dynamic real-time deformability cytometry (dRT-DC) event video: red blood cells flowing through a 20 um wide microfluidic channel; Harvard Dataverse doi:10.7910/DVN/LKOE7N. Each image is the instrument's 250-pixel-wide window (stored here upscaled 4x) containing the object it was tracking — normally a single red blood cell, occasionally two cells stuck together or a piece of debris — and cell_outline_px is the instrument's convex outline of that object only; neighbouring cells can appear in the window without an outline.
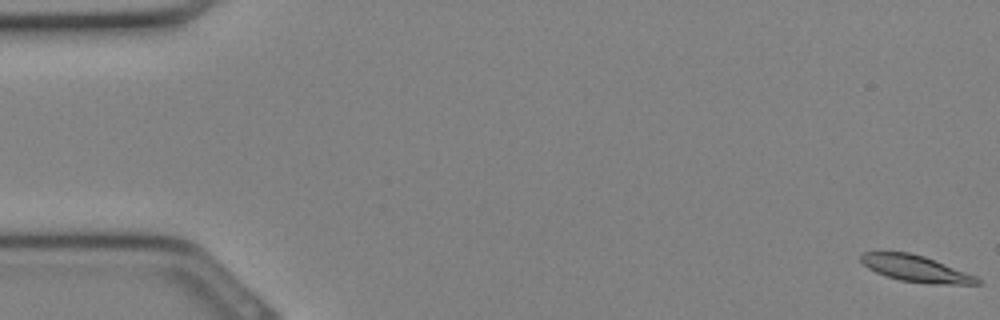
{"species": "Egyptian fruit bat (a non-hibernating species)", "species_latin": "Rousettus aegyptiacus", "temperature_condition": "cold", "stored_images_in_passage": 34, "segment_of_instrument_passage": [1, 2], "camera_frame_rate_fps": 3000, "um_per_image_px": 0.085, "animal": {"sex": "female"}, "frame": {"image": 1, "passage_image": 1, "time_ms": 0.0, "image_size_px": [1000, 320], "cell_outline_px": [[980, 284], [932, 284], [900, 280], [876, 272], [868, 268], [860, 260], [860, 256], [864, 252], [908, 252], [924, 256], [976, 276], [980, 280]], "centroid_in_image_um": [77.84, 22.83], "position_along_channel_um": 7.2, "area_um2": 17.63}}
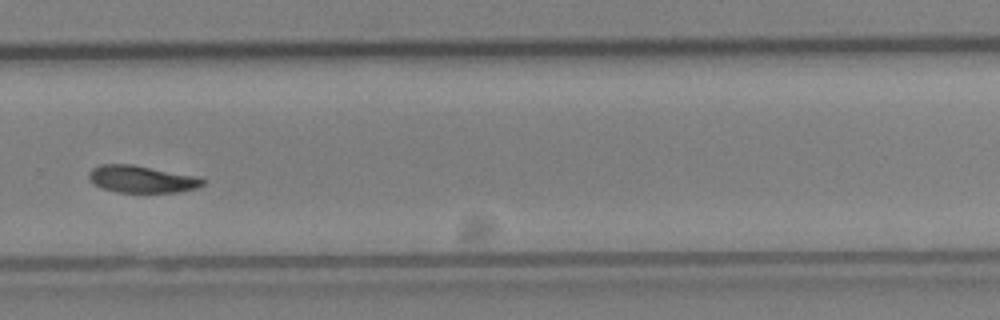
{"frame": {"image": 2, "passage_image": 23, "time_ms": 7.333, "image_size_px": [1000, 320], "cell_outline_px": [[204, 184], [196, 188], [176, 192], [116, 192], [100, 188], [88, 176], [88, 172], [92, 168], [100, 164], [132, 164], [192, 176], [204, 180]], "centroid_in_image_um": [11.97, 15.23], "position_along_channel_um": 317.8, "area_um2": 17.63}}
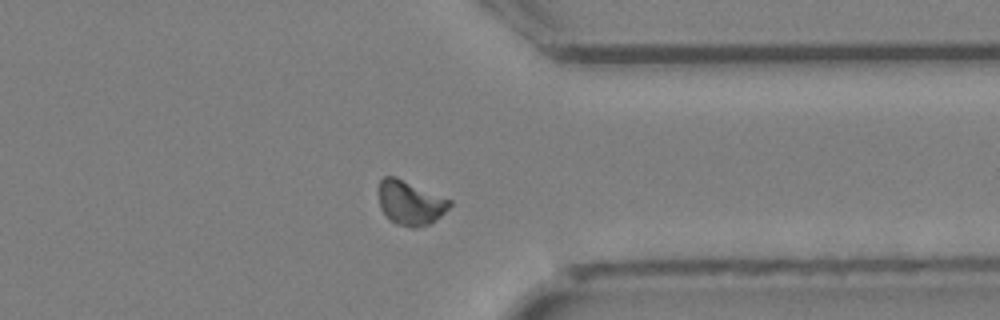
{"frame": {"image": 3, "passage_image": 26, "time_ms": 8.333, "image_size_px": [1000, 320], "cell_outline_px": [[452, 204], [432, 224], [416, 228], [412, 228], [396, 224], [380, 208], [380, 180], [384, 176], [396, 176], [452, 200]], "centroid_in_image_um": [34.91, 17.24], "position_along_channel_um": 376.5, "area_um2": 18.26}}